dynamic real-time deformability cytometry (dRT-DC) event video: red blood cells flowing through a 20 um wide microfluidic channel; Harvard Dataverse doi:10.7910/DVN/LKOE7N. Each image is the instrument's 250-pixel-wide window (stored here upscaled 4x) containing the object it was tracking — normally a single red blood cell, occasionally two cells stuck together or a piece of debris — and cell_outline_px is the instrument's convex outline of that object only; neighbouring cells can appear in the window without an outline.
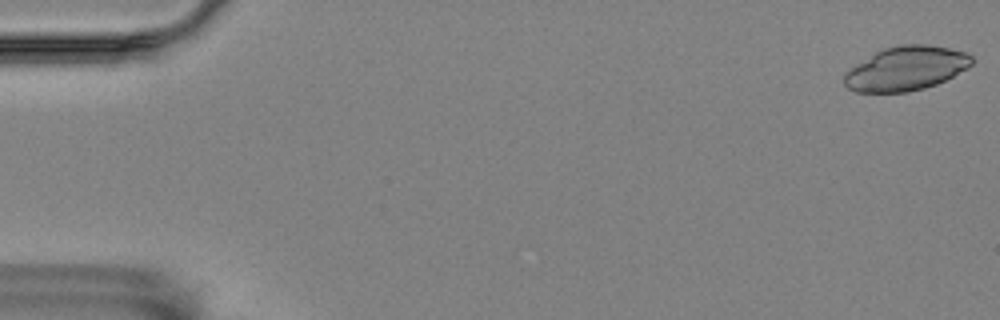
{"species": "Egyptian fruit bat (a non-hibernating species)", "species_latin": "Rousettus aegyptiacus", "temperature_condition": "room temperature", "stored_images_in_passage": 56, "camera_frame_rate_fps": 3000, "um_per_image_px": 0.085, "animal": {"sex": "female"}, "frame": {"image": 1, "passage_image": 1, "time_ms": 0.0, "image_size_px": [1000, 320], "cell_outline_px": [[972, 64], [968, 68], [936, 84], [924, 88], [908, 92], [856, 92], [848, 88], [844, 84], [844, 72], [856, 64], [876, 52], [884, 48], [900, 44], [928, 44], [968, 52], [972, 56]], "centroid_in_image_um": [77.01, 5.82], "position_along_channel_um": 8.0, "area_um2": 32.77}}